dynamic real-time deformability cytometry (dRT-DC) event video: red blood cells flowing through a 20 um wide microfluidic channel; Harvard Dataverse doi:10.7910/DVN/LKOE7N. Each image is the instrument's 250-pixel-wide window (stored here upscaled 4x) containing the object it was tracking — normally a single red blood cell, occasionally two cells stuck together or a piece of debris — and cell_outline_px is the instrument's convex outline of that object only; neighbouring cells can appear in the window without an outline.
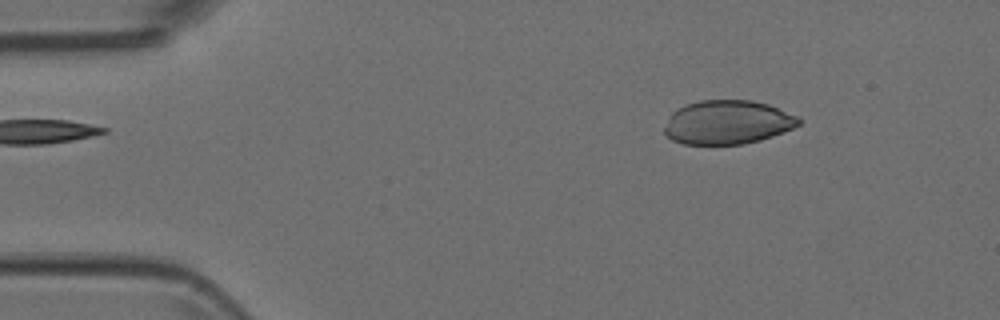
{"species": "Egyptian fruit bat (a non-hibernating species)", "species_latin": "Rousettus aegyptiacus", "temperature_condition": "room temperature", "stored_images_in_passage": 3, "camera_frame_rate_fps": 3000, "um_per_image_px": 0.085, "animal": {"sex": "female"}, "frame": {"image": 1, "passage_image": 2, "time_ms": 0.333, "image_size_px": [1000, 320], "cell_outline_px": [[804, 120], [800, 124], [792, 128], [772, 136], [760, 140], [744, 144], [684, 144], [672, 140], [664, 132], [664, 128], [672, 112], [676, 108], [684, 104], [700, 100], [752, 100], [768, 104], [796, 116]], "centroid_in_image_um": [61.82, 10.39], "position_along_channel_um": 23.2, "area_um2": 34.39}}